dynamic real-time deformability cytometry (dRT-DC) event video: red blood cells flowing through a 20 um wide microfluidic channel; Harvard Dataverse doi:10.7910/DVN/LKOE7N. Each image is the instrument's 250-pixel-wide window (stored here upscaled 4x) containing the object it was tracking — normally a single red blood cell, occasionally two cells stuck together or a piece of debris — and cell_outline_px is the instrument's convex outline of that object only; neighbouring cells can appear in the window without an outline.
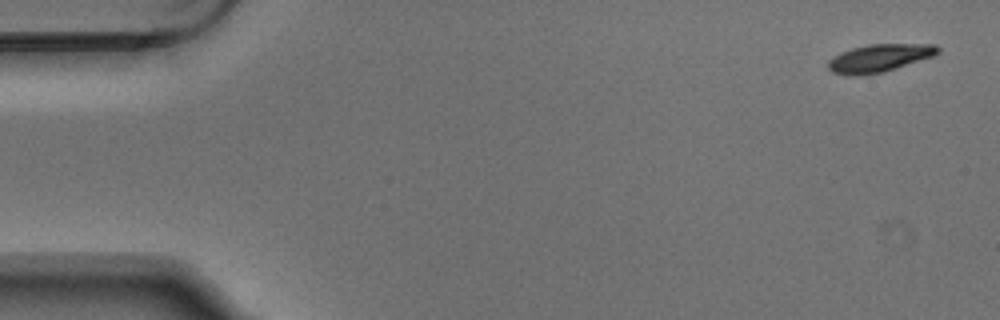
{"species": "Egyptian fruit bat (a non-hibernating species)", "species_latin": "Rousettus aegyptiacus", "temperature_condition": "warm", "stored_images_in_passage": 4, "camera_frame_rate_fps": 3000, "um_per_image_px": 0.085, "animal": {"sex": "male"}, "frame": {"image": 1, "passage_image": 1, "time_ms": 0.0, "image_size_px": [1000, 320], "cell_outline_px": [[940, 52], [932, 56], [884, 72], [856, 76], [848, 76], [832, 72], [828, 68], [828, 60], [852, 48], [868, 44], [936, 44], [940, 48]], "centroid_in_image_um": [74.75, 4.94], "position_along_channel_um": 10.3, "area_um2": 17.63}}
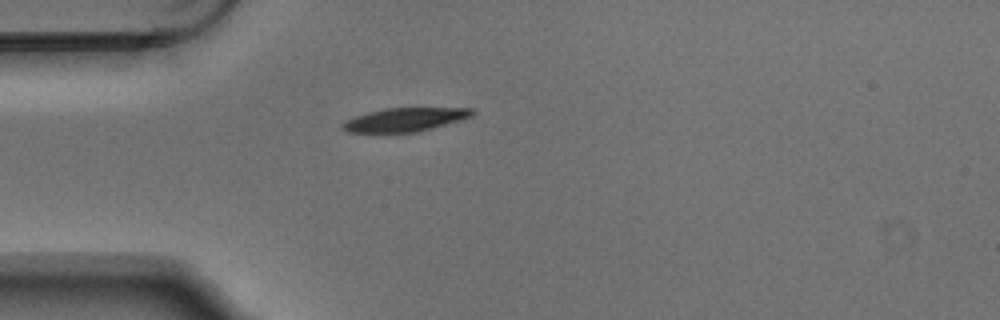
{"frame": {"image": 2, "passage_image": 4, "time_ms": 1.0, "image_size_px": [1000, 320], "cell_outline_px": [[476, 112], [472, 116], [460, 120], [416, 132], [348, 132], [344, 128], [344, 124], [348, 120], [356, 116], [368, 112], [384, 108], [472, 108]], "centroid_in_image_um": [34.48, 10.15], "position_along_channel_um": 50.5, "area_um2": 17.4}}